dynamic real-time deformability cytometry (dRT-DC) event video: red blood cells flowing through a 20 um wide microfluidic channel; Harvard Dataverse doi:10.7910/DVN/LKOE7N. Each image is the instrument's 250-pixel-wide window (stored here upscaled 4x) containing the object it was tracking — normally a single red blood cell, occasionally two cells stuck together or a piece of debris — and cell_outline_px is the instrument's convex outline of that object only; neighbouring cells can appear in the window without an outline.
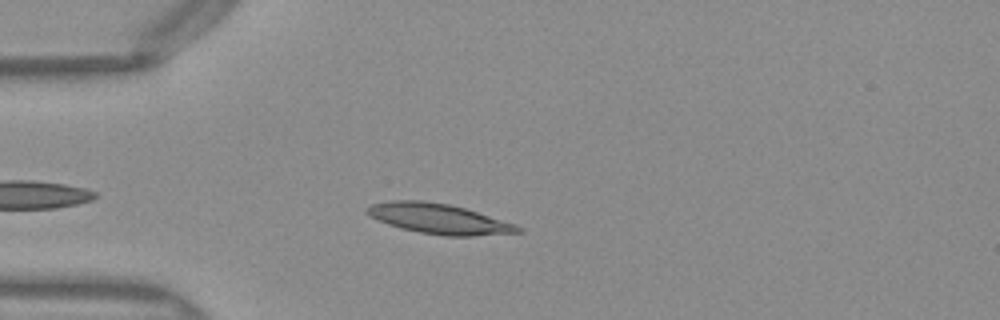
{"species": "Egyptian fruit bat (a non-hibernating species)", "species_latin": "Rousettus aegyptiacus", "temperature_condition": "warm", "stored_images_in_passage": 39, "camera_frame_rate_fps": 3000, "um_per_image_px": 0.085, "frame": {"image": 1, "passage_image": 5, "time_ms": 1.333, "image_size_px": [1000, 320], "cell_outline_px": [[524, 232], [472, 236], [444, 236], [420, 232], [400, 228], [388, 224], [368, 216], [364, 212], [364, 208], [372, 204], [392, 200], [420, 200], [448, 204], [464, 208], [516, 224], [524, 228]], "centroid_in_image_um": [37.29, 18.6], "position_along_channel_um": 47.7, "area_um2": 26.59}}
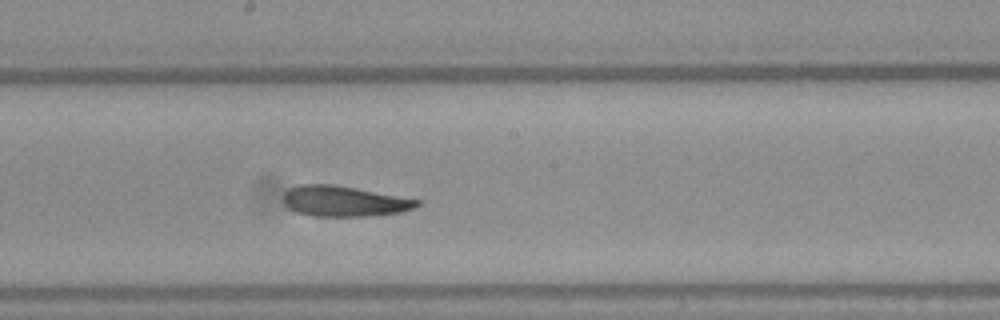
{"frame": {"image": 2, "passage_image": 19, "time_ms": 6.0, "image_size_px": [1000, 320], "cell_outline_px": [[420, 204], [412, 208], [400, 212], [372, 216], [312, 216], [296, 212], [288, 208], [284, 204], [284, 192], [288, 188], [300, 184], [332, 184], [356, 188], [420, 200]], "centroid_in_image_um": [29.2, 17.1], "position_along_channel_um": 219.0, "area_um2": 23.76}}
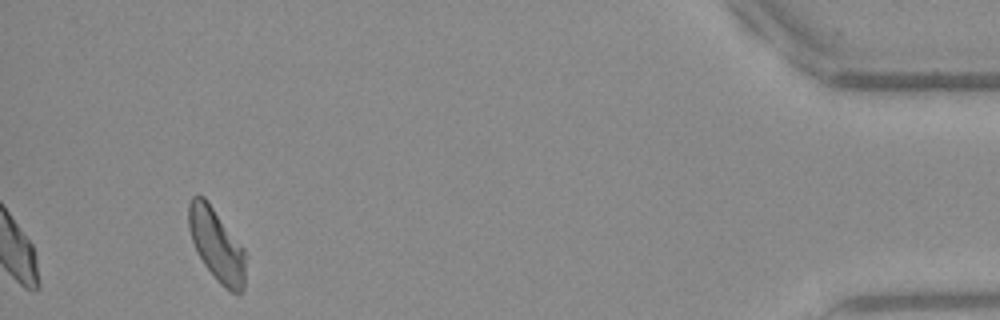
{"frame": {"image": 3, "passage_image": 39, "time_ms": 12.667, "image_size_px": [1000, 320], "cell_outline_px": [[244, 288], [240, 292], [232, 292], [224, 288], [220, 284], [204, 264], [192, 240], [188, 228], [188, 204], [192, 196], [204, 196], [244, 248]], "centroid_in_image_um": [18.39, 20.79], "position_along_channel_um": 416.8, "area_um2": 23.64}, "authors_computed_cell_mechanics": {"area_um2": 24.276, "velocity_mm_per_s": 4.0039, "shape_relaxation_time_tau1_ms": 5.5177, "shape_relaxation_time_tau2_ms": 4.1704, "deformation_change_tau1": 0.1683, "deformation_change_tau2": 0.1399}}